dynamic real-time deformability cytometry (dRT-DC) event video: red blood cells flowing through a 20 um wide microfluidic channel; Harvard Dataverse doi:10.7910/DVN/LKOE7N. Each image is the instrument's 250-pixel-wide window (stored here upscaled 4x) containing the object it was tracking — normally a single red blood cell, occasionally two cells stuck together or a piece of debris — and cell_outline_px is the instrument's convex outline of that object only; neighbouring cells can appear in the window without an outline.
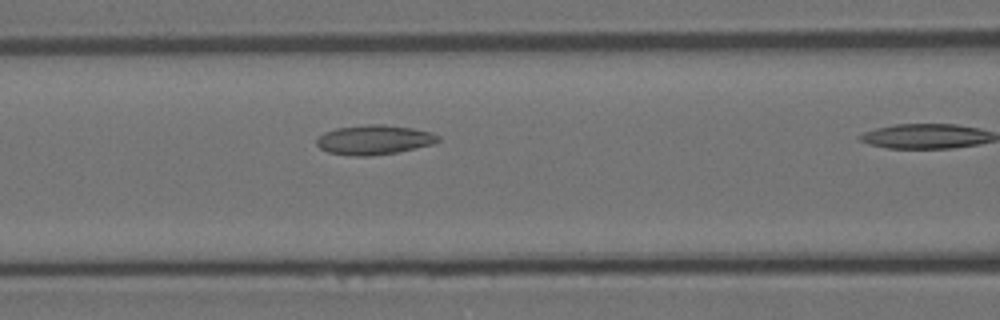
{"species": "Egyptian fruit bat (a non-hibernating species)", "species_latin": "Rousettus aegyptiacus", "temperature_condition": "room temperature", "stored_images_in_passage": 5, "camera_frame_rate_fps": 3000, "um_per_image_px": 0.085, "animal": {"sex": "female"}, "frame": {"image": 1, "passage_image": 4, "time_ms": 1.0, "image_size_px": [1000, 320], "cell_outline_px": [[440, 140], [432, 144], [396, 152], [372, 156], [356, 156], [328, 152], [320, 148], [316, 144], [316, 140], [324, 132], [336, 128], [368, 124], [384, 124], [412, 128], [432, 132], [440, 136]], "centroid_in_image_um": [31.8, 11.87], "position_along_channel_um": 134.8, "area_um2": 20.87}}